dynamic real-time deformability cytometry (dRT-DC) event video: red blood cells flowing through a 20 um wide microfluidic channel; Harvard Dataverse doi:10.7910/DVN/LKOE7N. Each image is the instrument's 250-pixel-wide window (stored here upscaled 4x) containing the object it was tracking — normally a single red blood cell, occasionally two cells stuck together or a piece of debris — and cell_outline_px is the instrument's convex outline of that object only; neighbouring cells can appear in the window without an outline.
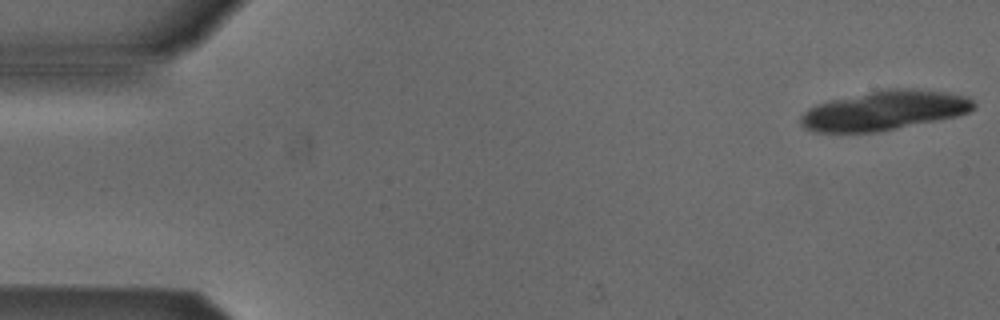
{"species": "Egyptian fruit bat (a non-hibernating species)", "species_latin": "Rousettus aegyptiacus", "temperature_condition": "cold", "stored_images_in_passage": 5, "camera_frame_rate_fps": 3000, "um_per_image_px": 0.085, "animal": {"sex": "male"}, "frame": {"image": 1, "passage_image": 1, "time_ms": 0.0, "image_size_px": [1000, 320], "cell_outline_px": [[976, 108], [968, 112], [956, 116], [940, 120], [876, 132], [812, 132], [804, 128], [800, 124], [800, 116], [808, 108], [816, 104], [832, 100], [888, 88], [896, 88], [944, 92], [964, 96], [972, 100], [976, 104]], "centroid_in_image_um": [75.14, 9.41], "position_along_channel_um": 9.9, "area_um2": 39.42}}
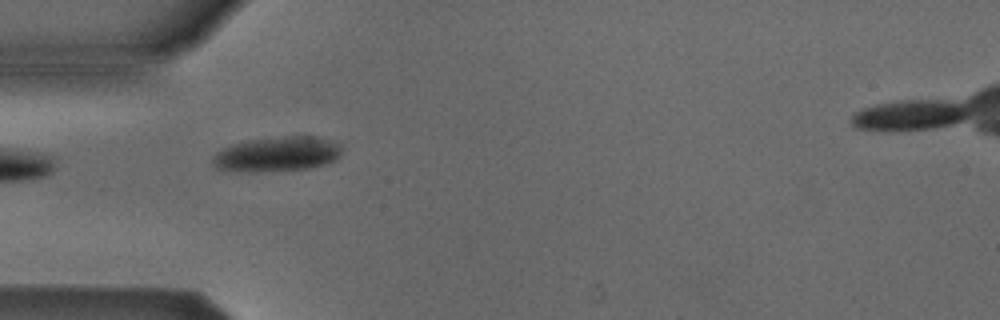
{"frame": {"image": 2, "passage_image": 5, "time_ms": 5.0, "image_size_px": [1000, 320], "cell_outline_px": [[340, 156], [328, 164], [308, 168], [252, 172], [248, 172], [216, 168], [212, 164], [212, 156], [216, 152], [232, 144], [248, 140], [284, 136], [316, 136], [340, 144]], "centroid_in_image_um": [23.54, 13.1], "position_along_channel_um": 61.5, "area_um2": 26.13}}